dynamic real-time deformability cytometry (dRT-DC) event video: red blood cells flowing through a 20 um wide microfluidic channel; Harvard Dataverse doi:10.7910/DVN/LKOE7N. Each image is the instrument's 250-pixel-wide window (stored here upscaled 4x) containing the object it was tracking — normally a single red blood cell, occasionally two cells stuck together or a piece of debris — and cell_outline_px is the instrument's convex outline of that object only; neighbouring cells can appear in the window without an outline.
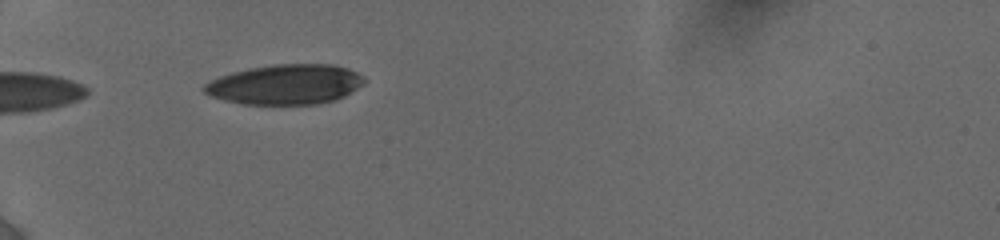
{"species": "human", "species_latin": "Homo sapiens", "temperature_condition": "cold", "stored_images_in_passage": 4, "camera_frame_rate_fps": 3000, "um_per_image_px": 0.085, "donor": {"sex": "female"}, "frame": {"image": 1, "passage_image": 1, "time_ms": 0.0, "image_size_px": [1000, 240], "cell_outline_px": [[368, 80], [364, 84], [344, 96], [332, 100], [316, 104], [244, 104], [224, 100], [212, 96], [204, 92], [200, 88], [204, 84], [220, 76], [232, 72], [248, 68], [276, 64], [332, 64], [348, 68], [364, 76]], "centroid_in_image_um": [24.27, 7.17], "position_along_channel_um": 60.7, "area_um2": 37.34}}